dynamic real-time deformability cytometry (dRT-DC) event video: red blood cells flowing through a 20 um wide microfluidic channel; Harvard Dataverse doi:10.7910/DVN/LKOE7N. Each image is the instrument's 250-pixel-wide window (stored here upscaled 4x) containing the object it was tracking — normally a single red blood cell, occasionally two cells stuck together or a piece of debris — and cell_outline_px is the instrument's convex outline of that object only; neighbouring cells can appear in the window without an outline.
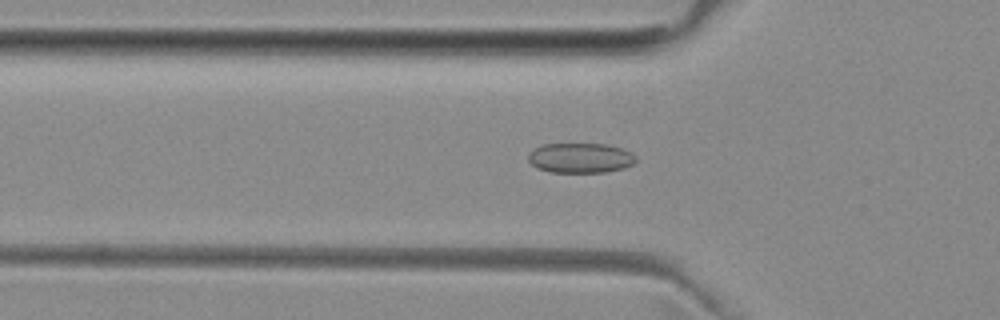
{"species": "common noctule bat (a hibernating species)", "species_latin": "Nyctalus noctula", "temperature_condition": "room temperature", "stored_images_in_passage": 51, "camera_frame_rate_fps": 3000, "um_per_image_px": 0.085, "animal": {"sex": "female", "body_mass_g": 29.2, "forearm_length_mm": 56.3}, "frame": {"image": 1, "passage_image": 17, "time_ms": 5.333, "image_size_px": [1000, 320], "cell_outline_px": [[636, 160], [632, 164], [624, 168], [604, 172], [548, 172], [536, 168], [528, 160], [528, 152], [540, 144], [608, 144], [632, 152], [636, 156]], "centroid_in_image_um": [49.3, 13.42], "position_along_channel_um": 76.5, "area_um2": 18.96}}
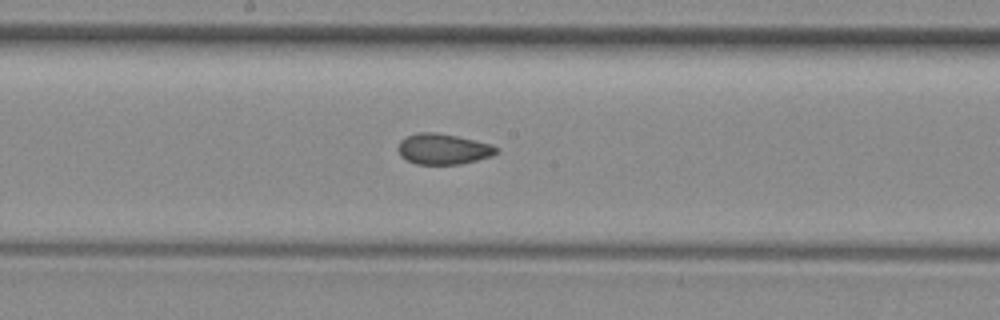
{"frame": {"image": 2, "passage_image": 27, "time_ms": 8.667, "image_size_px": [1000, 320], "cell_outline_px": [[500, 152], [492, 156], [460, 164], [416, 164], [400, 156], [396, 148], [400, 140], [404, 136], [416, 132], [436, 132], [456, 136], [492, 144], [500, 148]], "centroid_in_image_um": [37.66, 12.65], "position_along_channel_um": 210.5, "area_um2": 17.86}}
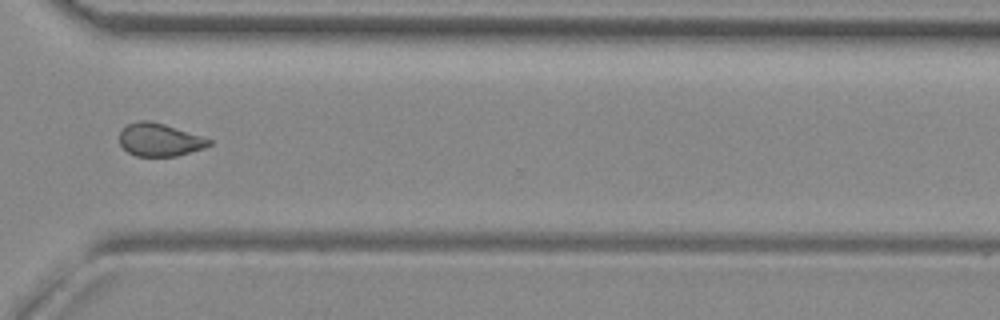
{"frame": {"image": 3, "passage_image": 38, "time_ms": 12.333, "image_size_px": [1000, 320], "cell_outline_px": [[212, 144], [204, 148], [176, 156], [136, 156], [128, 152], [120, 144], [120, 132], [128, 124], [140, 120], [148, 120], [164, 124], [212, 140]], "centroid_in_image_um": [13.56, 11.89], "position_along_channel_um": 357.0, "area_um2": 16.94}, "authors_computed_cell_mechanics": {"area_um2": 17.8602, "velocity_mm_per_s": 3.9969, "shape_relaxation_time_tau1_ms": null, "shape_relaxation_time_tau2_ms": 2.0679, "deformation_change_tau1": null, "deformation_change_tau2": 0.0675}}